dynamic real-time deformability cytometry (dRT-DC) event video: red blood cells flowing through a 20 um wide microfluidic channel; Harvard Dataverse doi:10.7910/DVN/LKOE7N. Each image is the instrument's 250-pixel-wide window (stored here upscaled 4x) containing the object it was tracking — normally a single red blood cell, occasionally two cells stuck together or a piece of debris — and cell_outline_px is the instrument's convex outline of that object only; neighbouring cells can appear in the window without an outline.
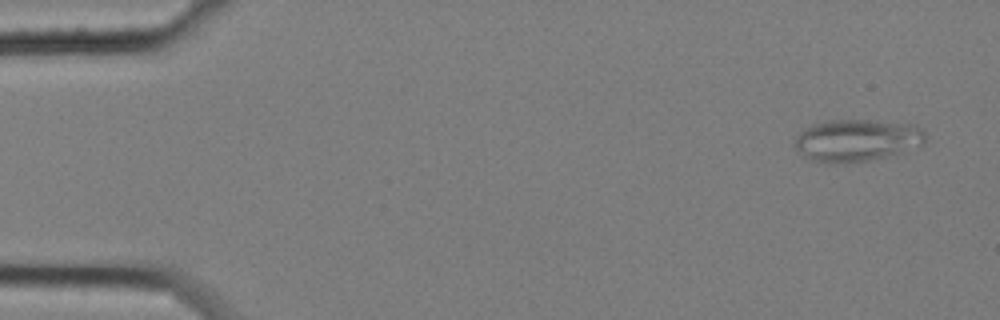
{"species": "common noctule bat (a hibernating species)", "species_latin": "Nyctalus noctula", "temperature_condition": "cold", "stored_images_in_passage": 4, "segment_of_instrument_passage": [1, 2], "camera_frame_rate_fps": 3000, "um_per_image_px": 0.085, "animal": {"sex": "female", "body_mass_g": 25.1}, "frame": {"image": 1, "passage_image": 1, "time_ms": 0.0, "image_size_px": [1000, 320], "cell_outline_px": [[924, 144], [884, 156], [868, 160], [828, 164], [812, 160], [804, 156], [792, 144], [796, 136], [800, 132], [812, 124], [828, 120], [868, 120], [916, 124], [924, 128]], "centroid_in_image_um": [72.79, 11.9], "position_along_channel_um": 12.2, "area_um2": 31.91}}